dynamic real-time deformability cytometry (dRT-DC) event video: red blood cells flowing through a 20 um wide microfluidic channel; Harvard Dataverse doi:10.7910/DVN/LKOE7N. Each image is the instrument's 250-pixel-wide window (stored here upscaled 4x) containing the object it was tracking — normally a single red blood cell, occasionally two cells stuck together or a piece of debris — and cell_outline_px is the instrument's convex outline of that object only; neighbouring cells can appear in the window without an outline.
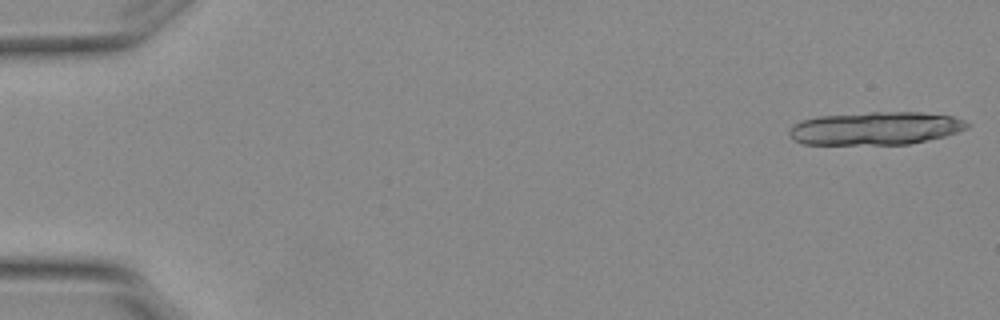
{"species": "Egyptian fruit bat (a non-hibernating species)", "species_latin": "Rousettus aegyptiacus", "temperature_condition": "warm", "stored_images_in_passage": 8, "camera_frame_rate_fps": 3000, "um_per_image_px": 0.085, "animal": {"sex": "female"}, "frame": {"image": 1, "passage_image": 1, "time_ms": 0.0, "image_size_px": [1000, 320], "cell_outline_px": [[972, 124], [968, 128], [944, 136], [908, 144], [804, 144], [796, 140], [788, 132], [796, 124], [804, 120], [820, 116], [872, 112], [920, 112], [952, 116], [964, 120]], "centroid_in_image_um": [74.49, 10.9], "position_along_channel_um": 10.5, "area_um2": 33.81}}